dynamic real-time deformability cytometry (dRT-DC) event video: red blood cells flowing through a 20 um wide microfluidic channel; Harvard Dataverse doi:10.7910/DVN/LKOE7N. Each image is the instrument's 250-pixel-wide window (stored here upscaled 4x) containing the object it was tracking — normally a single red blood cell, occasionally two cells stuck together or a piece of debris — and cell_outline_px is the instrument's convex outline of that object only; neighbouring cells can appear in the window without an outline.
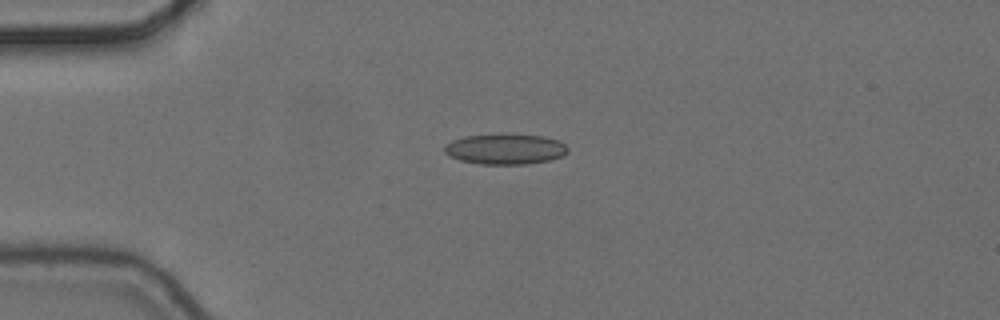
{"species": "common noctule bat (a hibernating species)", "species_latin": "Nyctalus noctula", "temperature_condition": "cold", "stored_images_in_passage": 6, "camera_frame_rate_fps": 3000, "um_per_image_px": 0.085, "animal": {"sex": "female", "body_mass_g": 24.6, "forearm_length_mm": 56.2}, "frame": {"image": 1, "passage_image": 1, "time_ms": 0.0, "image_size_px": [1000, 320], "cell_outline_px": [[568, 152], [564, 156], [548, 160], [528, 164], [480, 164], [460, 160], [444, 152], [444, 144], [452, 140], [464, 136], [540, 136], [560, 140], [568, 148]], "centroid_in_image_um": [42.96, 12.7], "position_along_channel_um": 42.0, "area_um2": 21.33}}
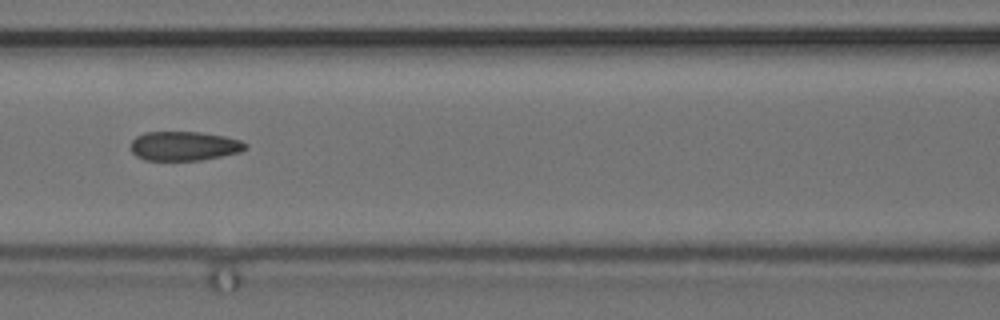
{"frame": {"image": 2, "passage_image": 4, "time_ms": 1.0, "image_size_px": [1000, 320], "cell_outline_px": [[248, 148], [240, 152], [200, 160], [144, 160], [136, 156], [132, 152], [132, 140], [136, 136], [144, 132], [200, 132], [224, 136], [240, 140], [248, 144]], "centroid_in_image_um": [15.66, 12.4], "position_along_channel_um": 150.9, "area_um2": 19.54}}
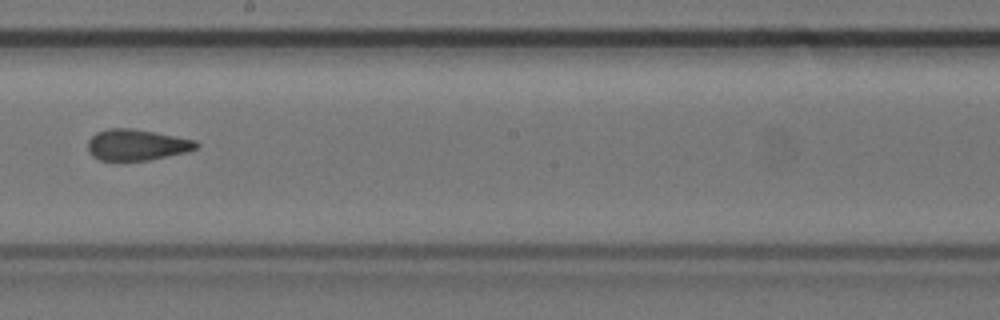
{"frame": {"image": 3, "passage_image": 6, "time_ms": 1.667, "image_size_px": [1000, 320], "cell_outline_px": [[200, 144], [196, 148], [188, 152], [148, 160], [100, 160], [92, 156], [88, 152], [88, 140], [96, 132], [108, 128], [132, 128], [196, 140]], "centroid_in_image_um": [11.61, 12.31], "position_along_channel_um": 236.6, "area_um2": 19.65}}